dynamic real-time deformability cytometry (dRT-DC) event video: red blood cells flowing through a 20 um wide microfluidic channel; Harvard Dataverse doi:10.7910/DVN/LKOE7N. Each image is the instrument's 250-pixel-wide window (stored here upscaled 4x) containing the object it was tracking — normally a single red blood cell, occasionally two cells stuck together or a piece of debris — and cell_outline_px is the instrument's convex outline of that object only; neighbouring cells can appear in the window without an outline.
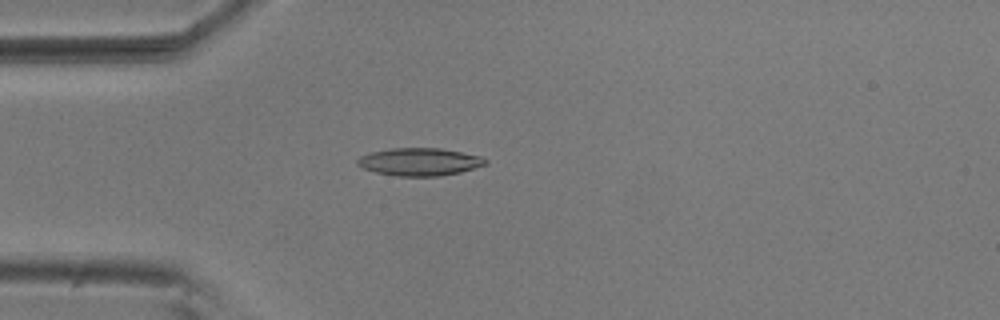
{"species": "common noctule bat (a hibernating species)", "species_latin": "Nyctalus noctula", "temperature_condition": "room temperature", "stored_images_in_passage": 53, "camera_frame_rate_fps": 3000, "um_per_image_px": 0.085, "animal": {"sex": "male", "body_mass_g": 20.5, "forearm_length_mm": 52.5}, "frame": {"image": 1, "passage_image": 14, "time_ms": 4.333, "image_size_px": [1000, 320], "cell_outline_px": [[488, 164], [460, 172], [440, 176], [396, 176], [376, 172], [364, 168], [356, 164], [356, 160], [360, 156], [372, 152], [392, 148], [440, 148], [480, 156], [488, 160]], "centroid_in_image_um": [35.67, 13.76], "position_along_channel_um": 49.3, "area_um2": 20.58}}
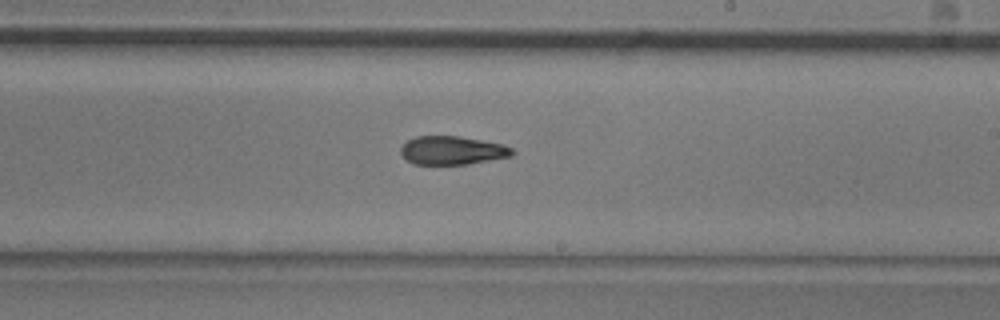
{"frame": {"image": 2, "passage_image": 31, "time_ms": 10.0, "image_size_px": [1000, 320], "cell_outline_px": [[516, 152], [512, 156], [468, 164], [412, 164], [400, 152], [400, 148], [408, 140], [416, 136], [460, 136], [504, 144], [512, 148]], "centroid_in_image_um": [38.48, 12.78], "position_along_channel_um": 250.5, "area_um2": 18.55}}
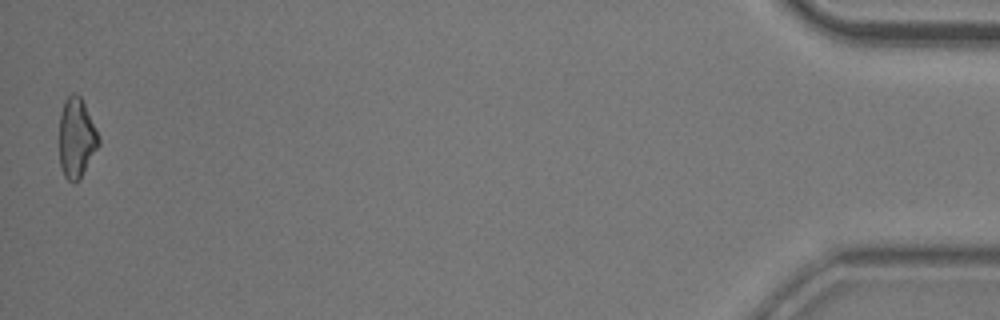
{"frame": {"image": 3, "passage_image": 53, "time_ms": 17.333, "image_size_px": [1000, 320], "cell_outline_px": [[100, 144], [80, 180], [72, 184], [64, 176], [60, 164], [60, 116], [64, 100], [72, 92], [76, 92], [80, 96], [96, 128], [100, 140]], "centroid_in_image_um": [6.51, 11.75], "position_along_channel_um": 428.7, "area_um2": 18.38}, "authors_computed_cell_mechanics": {"area_um2": 19.3052, "velocity_mm_per_s": 3.7252, "shape_relaxation_time_tau1_ms": 5.9135, "shape_relaxation_time_tau2_ms": 5.01, "deformation_change_tau1": 0.1751, "deformation_change_tau2": 0.1407}}